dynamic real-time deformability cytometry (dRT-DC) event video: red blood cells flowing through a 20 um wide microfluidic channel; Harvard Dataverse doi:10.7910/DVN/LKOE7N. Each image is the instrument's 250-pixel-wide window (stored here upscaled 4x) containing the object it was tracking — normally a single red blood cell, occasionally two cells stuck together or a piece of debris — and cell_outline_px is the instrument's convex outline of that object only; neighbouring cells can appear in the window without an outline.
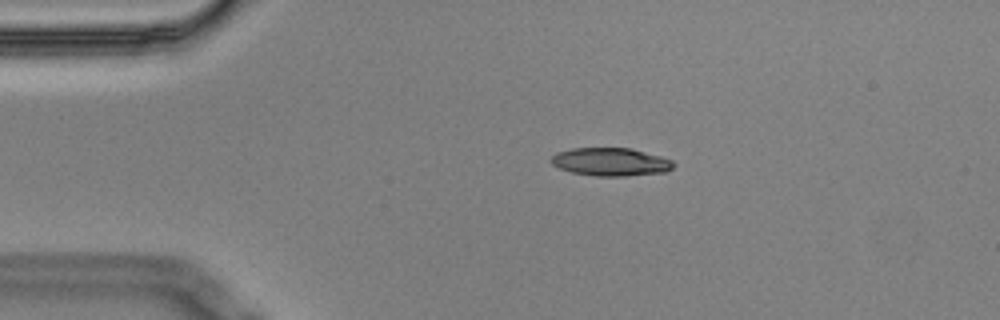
{"species": "Egyptian fruit bat (a non-hibernating species)", "species_latin": "Rousettus aegyptiacus", "temperature_condition": "cold", "stored_images_in_passage": 9, "camera_frame_rate_fps": 3000, "um_per_image_px": 0.085, "animal": {"sex": "male"}, "frame": {"image": 1, "passage_image": 2, "time_ms": 0.333, "image_size_px": [1000, 320], "cell_outline_px": [[676, 164], [668, 172], [624, 176], [596, 176], [572, 172], [560, 168], [552, 164], [548, 160], [556, 152], [572, 148], [632, 148], [660, 156], [672, 160]], "centroid_in_image_um": [51.91, 13.76], "position_along_channel_um": 33.1, "area_um2": 20.17}}
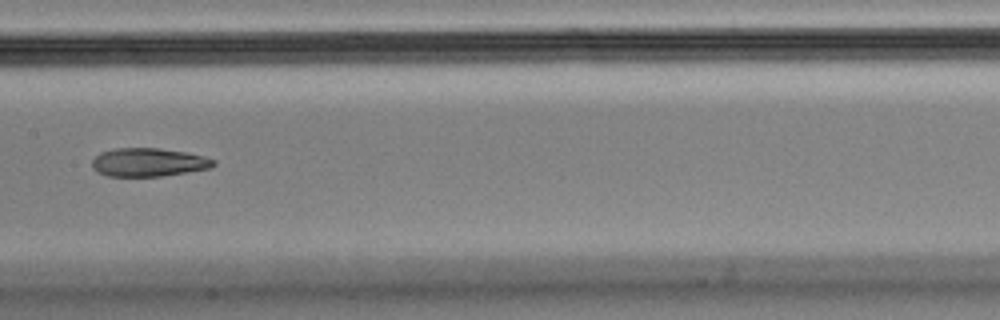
{"frame": {"image": 2, "passage_image": 7, "time_ms": 2.0, "image_size_px": [1000, 320], "cell_outline_px": [[216, 164], [212, 168], [160, 176], [108, 176], [96, 172], [92, 168], [92, 160], [100, 152], [116, 148], [160, 148], [184, 152], [216, 160]], "centroid_in_image_um": [12.59, 13.8], "position_along_channel_um": 194.8, "area_um2": 20.06}}
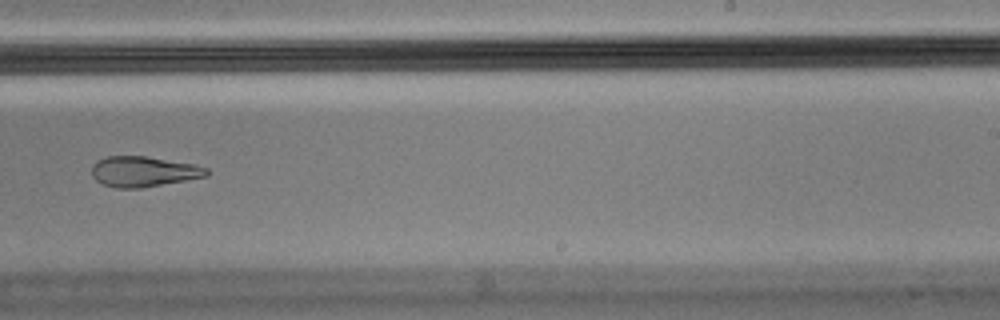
{"frame": {"image": 3, "passage_image": 9, "time_ms": 2.667, "image_size_px": [1000, 320], "cell_outline_px": [[208, 176], [140, 188], [116, 188], [104, 184], [96, 180], [92, 176], [92, 164], [96, 160], [104, 156], [144, 156], [192, 164], [208, 168]], "centroid_in_image_um": [12.15, 14.58], "position_along_channel_um": 276.8, "area_um2": 20.23}}